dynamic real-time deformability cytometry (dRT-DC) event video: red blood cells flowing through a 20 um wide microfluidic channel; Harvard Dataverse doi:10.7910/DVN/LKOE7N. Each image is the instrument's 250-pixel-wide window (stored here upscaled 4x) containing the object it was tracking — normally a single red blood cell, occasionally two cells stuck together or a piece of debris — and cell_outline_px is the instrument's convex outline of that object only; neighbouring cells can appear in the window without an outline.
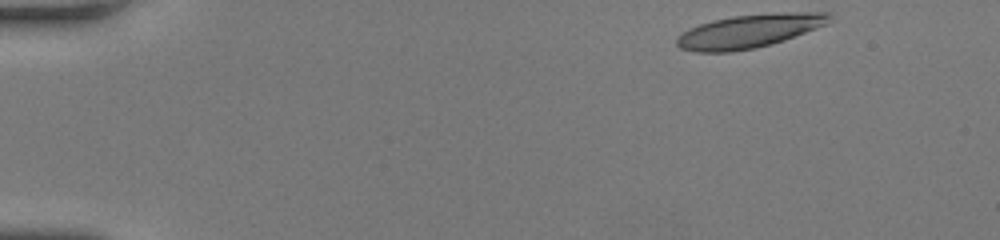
{"species": "human", "species_latin": "Homo sapiens", "temperature_condition": "room temperature", "stored_images_in_passage": 48, "camera_frame_rate_fps": 3000, "um_per_image_px": 0.085, "donor": {"sex": "female"}, "frame": {"image": 1, "passage_image": 1, "time_ms": 0.0, "image_size_px": [1000, 240], "cell_outline_px": [[836, 20], [828, 24], [784, 40], [772, 44], [756, 48], [732, 52], [696, 52], [680, 48], [676, 44], [676, 36], [688, 28], [712, 20], [732, 16], [784, 12], [832, 12]], "centroid_in_image_um": [63.74, 2.63], "position_along_channel_um": 21.3, "area_um2": 30.29}}
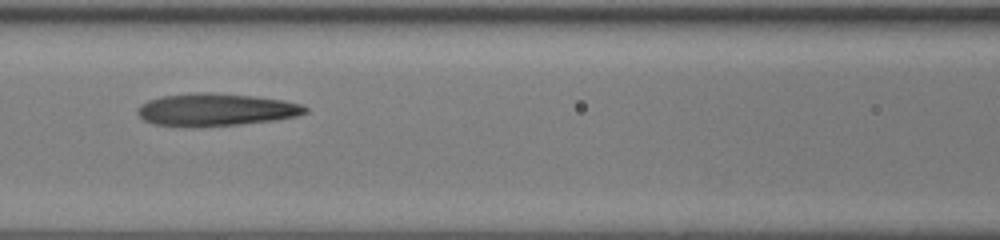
{"frame": {"image": 2, "passage_image": 20, "time_ms": 6.333, "image_size_px": [1000, 240], "cell_outline_px": [[308, 112], [296, 116], [276, 120], [240, 124], [200, 128], [192, 128], [152, 124], [144, 120], [136, 112], [140, 104], [148, 100], [160, 96], [196, 92], [204, 92], [256, 96], [284, 100], [300, 104], [308, 108]], "centroid_in_image_um": [18.31, 9.34], "position_along_channel_um": 148.3, "area_um2": 32.31}}
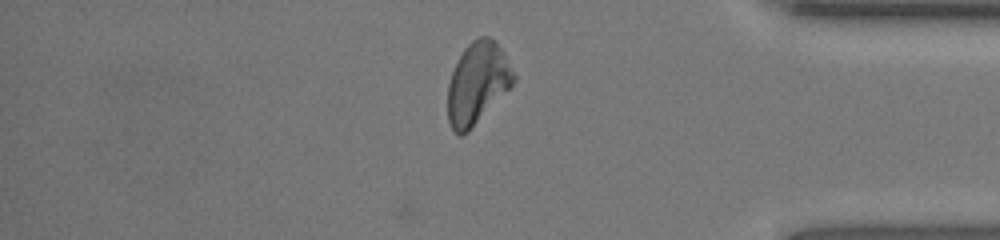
{"frame": {"image": 3, "passage_image": 40, "time_ms": 13.0, "image_size_px": [1000, 240], "cell_outline_px": [[516, 80], [468, 132], [460, 136], [452, 128], [448, 120], [448, 84], [452, 72], [464, 48], [472, 40], [480, 36], [488, 36], [496, 40], [504, 52], [516, 76]], "centroid_in_image_um": [40.59, 7.03], "position_along_channel_um": 394.6, "area_um2": 31.04}, "authors_computed_cell_mechanics": {"area_um2": 30.8941, "velocity_mm_per_s": 3.9824, "shape_relaxation_time_tau1_ms": 5.1245, "shape_relaxation_time_tau2_ms": 2.2034, "deformation_change_tau1": 0.1977, "deformation_change_tau2": 0.1186}}